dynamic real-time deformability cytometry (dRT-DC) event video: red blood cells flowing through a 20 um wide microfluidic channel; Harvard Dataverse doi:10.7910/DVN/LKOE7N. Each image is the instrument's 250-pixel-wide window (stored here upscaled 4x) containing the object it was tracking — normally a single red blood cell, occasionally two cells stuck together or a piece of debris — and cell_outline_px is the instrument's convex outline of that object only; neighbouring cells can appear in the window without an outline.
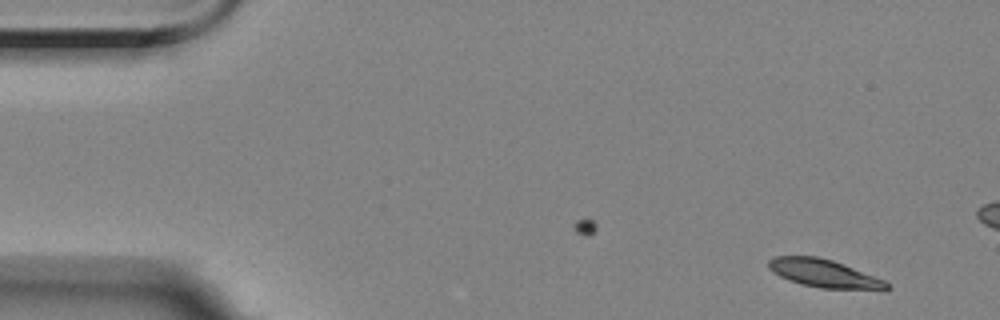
{"species": "Egyptian fruit bat (a non-hibernating species)", "species_latin": "Rousettus aegyptiacus", "temperature_condition": "room temperature", "stored_images_in_passage": 4, "camera_frame_rate_fps": 3000, "um_per_image_px": 0.085, "animal": {"sex": "female"}, "frame": {"image": 1, "passage_image": 1, "time_ms": 0.0, "image_size_px": [1000, 320], "cell_outline_px": [[892, 288], [884, 292], [820, 288], [800, 284], [788, 280], [772, 272], [768, 268], [768, 260], [776, 256], [816, 256], [832, 260], [844, 264], [884, 280]], "centroid_in_image_um": [70.13, 23.29], "position_along_channel_um": 14.9, "area_um2": 19.88}}